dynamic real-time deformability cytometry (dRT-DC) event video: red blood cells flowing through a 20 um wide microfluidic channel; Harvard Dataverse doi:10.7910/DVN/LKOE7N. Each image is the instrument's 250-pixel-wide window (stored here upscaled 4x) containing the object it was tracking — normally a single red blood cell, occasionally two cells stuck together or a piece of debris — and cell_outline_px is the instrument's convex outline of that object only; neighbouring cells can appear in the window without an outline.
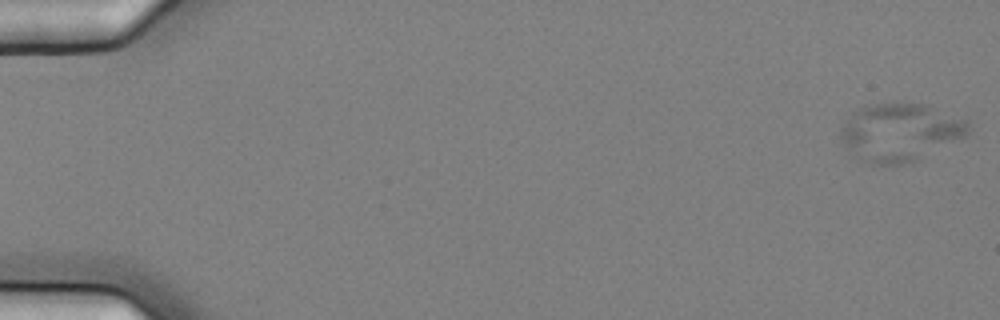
{"species": "common noctule bat (a hibernating species)", "species_latin": "Nyctalus noctula", "temperature_condition": "cold", "stored_images_in_passage": 15, "camera_frame_rate_fps": 3000, "um_per_image_px": 0.085, "animal": {"sex": "female", "body_mass_g": 25.1}, "frame": {"image": 1, "passage_image": 1, "time_ms": 0.0, "image_size_px": [1000, 320], "cell_outline_px": [[972, 128], [968, 136], [912, 160], [900, 164], [872, 164], [852, 156], [840, 136], [840, 128], [856, 108], [896, 100], [924, 104], [968, 120]], "centroid_in_image_um": [76.51, 11.19], "position_along_channel_um": 8.5, "area_um2": 43.18}}
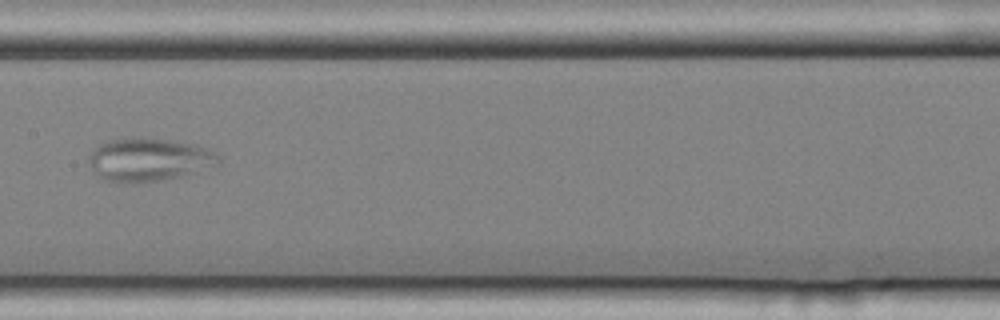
{"frame": {"image": 2, "passage_image": 8, "time_ms": 2.333, "image_size_px": [1000, 320], "cell_outline_px": [[220, 164], [180, 176], [160, 180], [136, 184], [132, 184], [104, 180], [92, 168], [88, 160], [92, 152], [100, 144], [112, 140], [140, 136], [148, 136], [196, 144], [208, 148], [216, 152], [220, 156]], "centroid_in_image_um": [12.7, 13.55], "position_along_channel_um": 194.7, "area_um2": 32.89}}
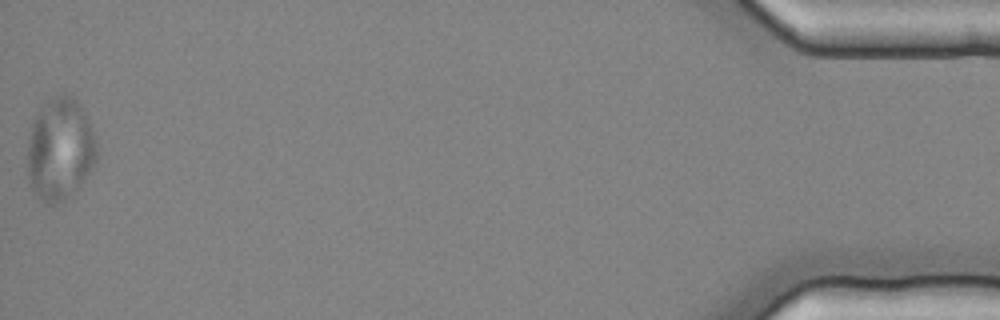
{"frame": {"image": 3, "passage_image": 15, "time_ms": 4.667, "image_size_px": [1000, 320], "cell_outline_px": [[96, 160], [92, 168], [76, 188], [56, 204], [48, 204], [40, 200], [36, 196], [32, 188], [28, 176], [28, 140], [32, 120], [40, 104], [64, 92], [76, 100], [84, 112], [96, 136]], "centroid_in_image_um": [5.07, 12.63], "position_along_channel_um": 430.1, "area_um2": 41.21}}